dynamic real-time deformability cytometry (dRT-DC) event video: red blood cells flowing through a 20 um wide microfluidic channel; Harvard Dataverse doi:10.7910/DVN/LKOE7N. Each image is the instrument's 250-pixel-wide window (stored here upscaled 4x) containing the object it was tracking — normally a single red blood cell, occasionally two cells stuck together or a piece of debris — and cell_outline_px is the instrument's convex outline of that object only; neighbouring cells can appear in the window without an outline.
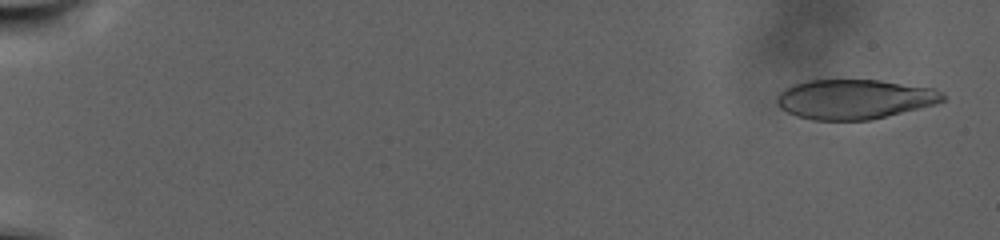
{"species": "human", "species_latin": "Homo sapiens", "temperature_condition": "warm", "stored_images_in_passage": 102, "camera_frame_rate_fps": 3000, "um_per_image_px": 0.085, "donor": {"sex": "male"}, "frame": {"image": 1, "passage_image": 4, "time_ms": 1.0, "image_size_px": [1000, 240], "cell_outline_px": [[948, 96], [944, 100], [936, 104], [868, 120], [812, 120], [796, 116], [780, 108], [776, 104], [776, 96], [784, 88], [792, 84], [808, 80], [880, 80], [932, 88]], "centroid_in_image_um": [72.58, 8.42], "position_along_channel_um": 12.4, "area_um2": 38.38}}
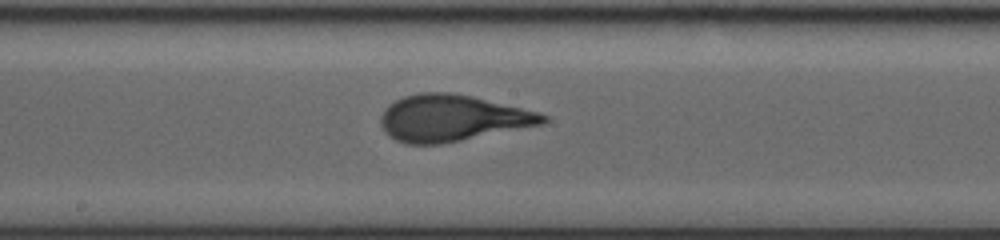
{"frame": {"image": 2, "passage_image": 59, "time_ms": 19.333, "image_size_px": [1000, 240], "cell_outline_px": [[548, 120], [544, 124], [440, 144], [404, 144], [388, 136], [384, 132], [380, 124], [380, 116], [384, 108], [388, 104], [404, 96], [420, 92], [448, 92], [472, 96], [540, 112], [548, 116]], "centroid_in_image_um": [38.4, 10.04], "position_along_channel_um": 209.8, "area_um2": 44.1}}
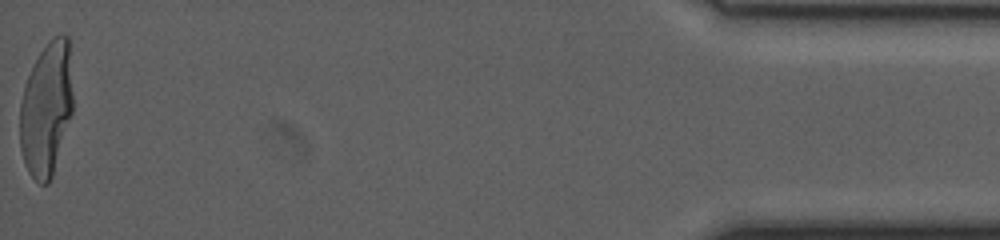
{"frame": {"image": 3, "passage_image": 102, "time_ms": 33.667, "image_size_px": [1000, 240], "cell_outline_px": [[72, 112], [52, 176], [48, 184], [40, 184], [28, 172], [24, 164], [20, 148], [20, 104], [24, 84], [40, 52], [52, 36], [60, 32], [68, 36], [72, 92]], "centroid_in_image_um": [3.93, 9.24], "position_along_channel_um": 431.3, "area_um2": 41.27}, "authors_computed_cell_mechanics": {"area_um2": 41.7316, "velocity_mm_per_s": 2.1102, "shape_relaxation_time_tau1_ms": 10.0647, "shape_relaxation_time_tau2_ms": null, "deformation_change_tau1": 0.3017, "deformation_change_tau2": null}}